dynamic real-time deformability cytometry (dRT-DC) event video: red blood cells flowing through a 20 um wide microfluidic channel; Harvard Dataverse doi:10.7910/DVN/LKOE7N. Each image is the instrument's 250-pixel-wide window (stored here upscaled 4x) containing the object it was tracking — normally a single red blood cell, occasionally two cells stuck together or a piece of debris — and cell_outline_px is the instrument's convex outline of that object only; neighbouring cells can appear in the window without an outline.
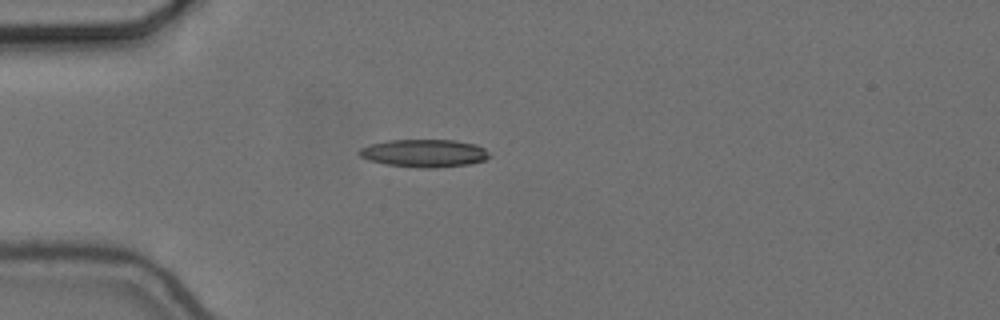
{"species": "common noctule bat (a hibernating species)", "species_latin": "Nyctalus noctula", "temperature_condition": "cold", "stored_images_in_passage": 33, "camera_frame_rate_fps": 3000, "um_per_image_px": 0.085, "animal": {"sex": "female", "body_mass_g": 24.6, "forearm_length_mm": 56.2}, "frame": {"image": 1, "passage_image": 1, "time_ms": 0.0, "image_size_px": [1000, 320], "cell_outline_px": [[492, 156], [484, 160], [468, 164], [432, 168], [416, 168], [384, 164], [368, 160], [360, 156], [356, 152], [360, 148], [372, 144], [388, 140], [456, 140], [476, 144], [484, 148]], "centroid_in_image_um": [36.05, 13.02], "position_along_channel_um": 49.0, "area_um2": 21.21}}
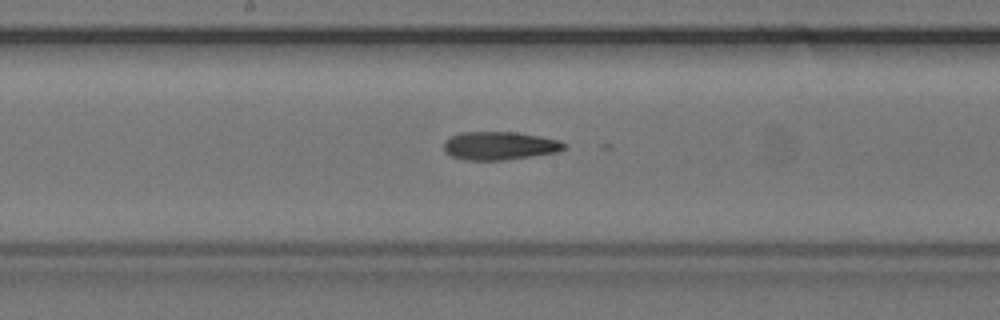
{"frame": {"image": 2, "passage_image": 15, "time_ms": 4.667, "image_size_px": [1000, 320], "cell_outline_px": [[568, 148], [556, 152], [504, 160], [464, 160], [452, 156], [444, 152], [444, 140], [460, 132], [516, 132], [540, 136], [560, 140], [568, 144]], "centroid_in_image_um": [42.48, 12.38], "position_along_channel_um": 205.7, "area_um2": 19.94}}
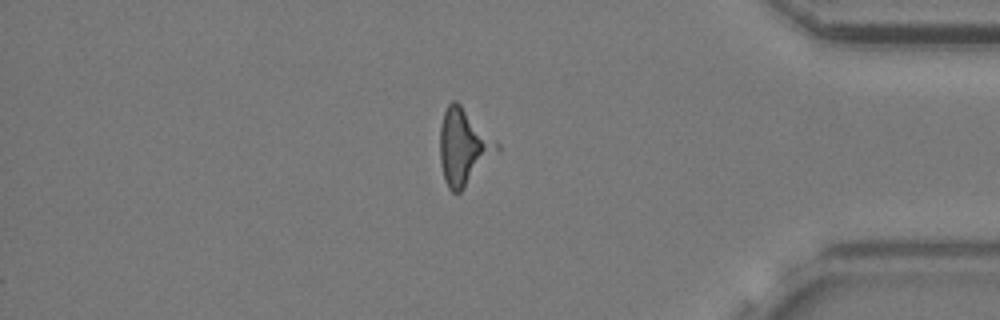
{"frame": {"image": 3, "passage_image": 33, "time_ms": 10.667, "image_size_px": [1000, 320], "cell_outline_px": [[500, 148], [464, 188], [460, 192], [452, 192], [448, 188], [444, 180], [440, 164], [440, 124], [444, 112], [448, 104], [452, 100], [456, 100], [500, 144]], "centroid_in_image_um": [39.38, 12.48], "position_along_channel_um": 395.8, "area_um2": 24.91}}